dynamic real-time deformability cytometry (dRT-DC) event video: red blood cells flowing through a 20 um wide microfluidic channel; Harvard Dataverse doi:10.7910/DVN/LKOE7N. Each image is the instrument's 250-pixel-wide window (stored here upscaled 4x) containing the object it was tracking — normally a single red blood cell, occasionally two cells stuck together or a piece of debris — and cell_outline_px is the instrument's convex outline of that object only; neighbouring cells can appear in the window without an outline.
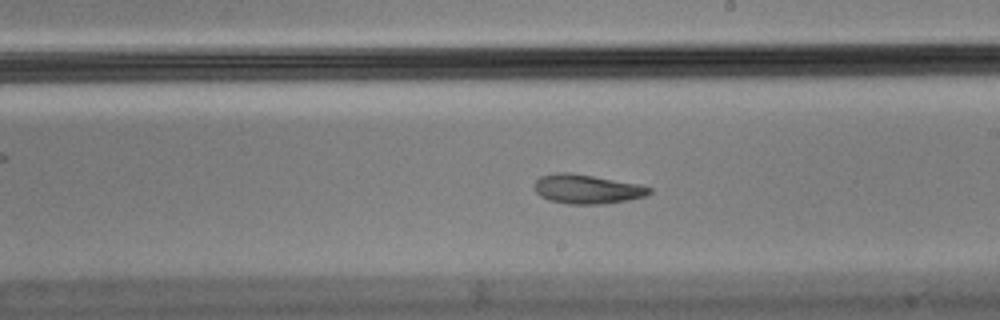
{"species": "Egyptian fruit bat (a non-hibernating species)", "species_latin": "Rousettus aegyptiacus", "temperature_condition": "cold", "stored_images_in_passage": 30, "camera_frame_rate_fps": 3000, "um_per_image_px": 0.085, "animal": {"sex": "male"}, "frame": {"image": 1, "passage_image": 18, "time_ms": 5.667, "image_size_px": [1000, 320], "cell_outline_px": [[652, 192], [644, 196], [628, 200], [600, 204], [568, 204], [552, 200], [540, 196], [536, 192], [536, 180], [540, 176], [556, 172], [572, 172], [636, 184], [652, 188]], "centroid_in_image_um": [49.88, 16.06], "position_along_channel_um": 239.1, "area_um2": 19.31}}